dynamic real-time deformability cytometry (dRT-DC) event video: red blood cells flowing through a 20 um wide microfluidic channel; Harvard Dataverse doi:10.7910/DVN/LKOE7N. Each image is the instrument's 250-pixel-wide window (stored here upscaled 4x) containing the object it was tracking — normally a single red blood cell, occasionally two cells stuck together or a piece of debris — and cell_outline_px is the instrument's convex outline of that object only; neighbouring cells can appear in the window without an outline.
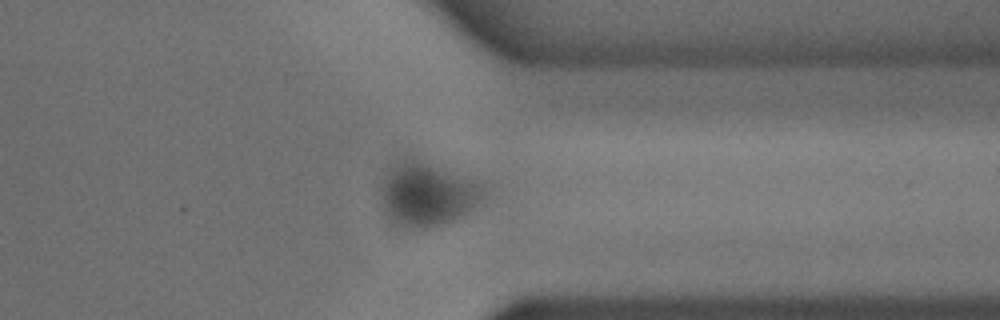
{"species": "common noctule bat (a hibernating species)", "species_latin": "Nyctalus noctula", "temperature_condition": "cold", "stored_images_in_passage": 41, "camera_frame_rate_fps": 3000, "um_per_image_px": 0.085, "animal": {"sex": "male", "body_mass_g": 18.8}, "frame": {"image": 1, "passage_image": 30, "time_ms": 9.667, "image_size_px": [1000, 320], "cell_outline_px": [[484, 196], [464, 216], [448, 224], [432, 228], [404, 228], [392, 220], [388, 216], [384, 204], [384, 184], [388, 172], [396, 164], [404, 160], [416, 160], [484, 188]], "centroid_in_image_um": [36.31, 16.64], "position_along_channel_um": 375.1, "area_um2": 35.66}}
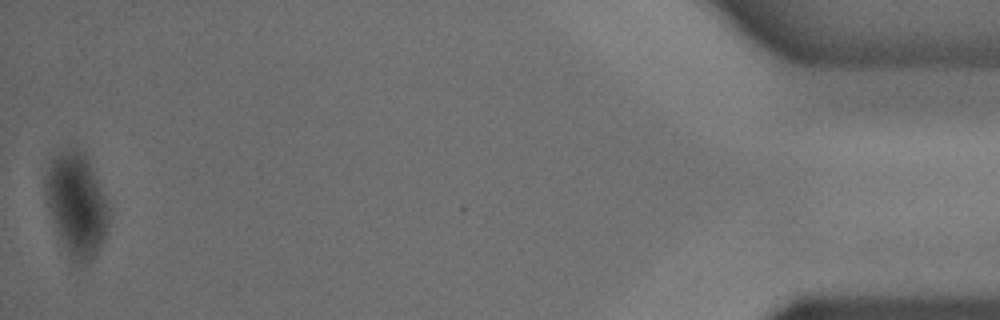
{"frame": {"image": 2, "passage_image": 41, "time_ms": 13.333, "image_size_px": [1000, 320], "cell_outline_px": [[108, 224], [100, 248], [96, 256], [92, 260], [76, 268], [72, 264], [56, 228], [44, 192], [44, 180], [48, 164], [52, 156], [56, 152], [68, 148], [76, 148], [84, 152], [88, 160], [104, 196], [108, 208]], "centroid_in_image_um": [6.48, 17.4], "position_along_channel_um": 428.7, "area_um2": 38.03}}